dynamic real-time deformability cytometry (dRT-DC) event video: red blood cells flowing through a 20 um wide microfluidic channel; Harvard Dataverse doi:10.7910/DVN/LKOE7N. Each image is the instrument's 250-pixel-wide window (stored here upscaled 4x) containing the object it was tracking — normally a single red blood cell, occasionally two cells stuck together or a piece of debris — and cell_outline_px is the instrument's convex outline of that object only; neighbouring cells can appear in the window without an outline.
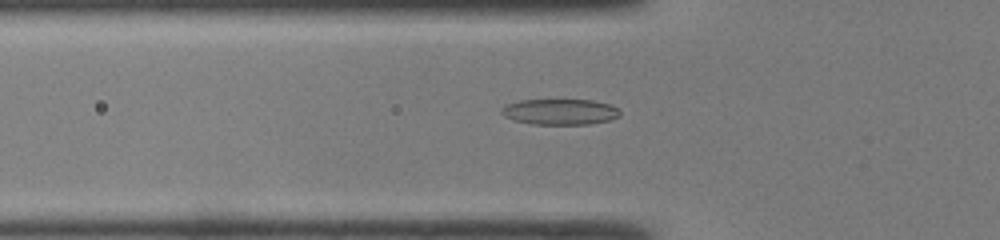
{"species": "common noctule bat (a hibernating species)", "species_latin": "Nyctalus noctula", "temperature_condition": "room temperature", "stored_images_in_passage": 36, "camera_frame_rate_fps": 3000, "um_per_image_px": 0.085, "animal": {"sex": "male", "body_mass_g": 19.0, "forearm_length_mm": 50.8}, "frame": {"image": 1, "passage_image": 5, "time_ms": 1.333, "image_size_px": [1000, 240], "cell_outline_px": [[620, 116], [612, 120], [588, 124], [532, 124], [516, 120], [504, 116], [500, 112], [504, 104], [520, 100], [592, 100], [608, 104], [616, 108], [620, 112]], "centroid_in_image_um": [47.59, 9.5], "position_along_channel_um": 78.2, "area_um2": 17.74}}
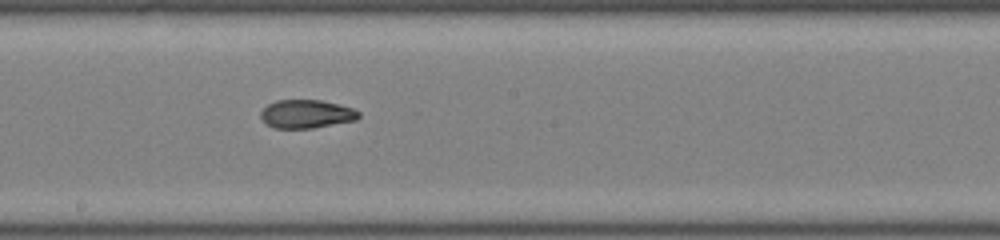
{"frame": {"image": 2, "passage_image": 15, "time_ms": 4.667, "image_size_px": [1000, 240], "cell_outline_px": [[360, 116], [356, 120], [312, 128], [272, 128], [264, 124], [260, 116], [260, 112], [268, 104], [276, 100], [320, 100], [352, 108], [360, 112]], "centroid_in_image_um": [26.0, 9.69], "position_along_channel_um": 222.2, "area_um2": 16.24}}
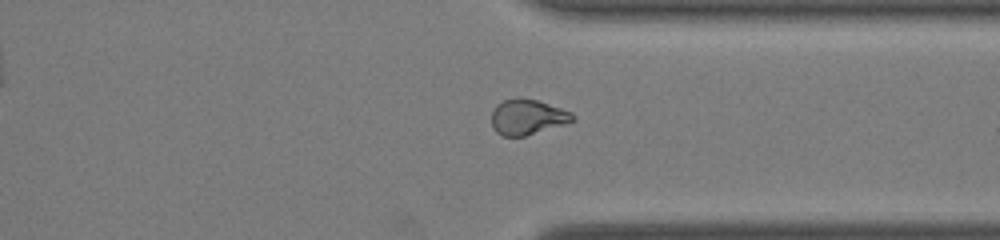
{"frame": {"image": 3, "passage_image": 25, "time_ms": 8.0, "image_size_px": [1000, 240], "cell_outline_px": [[576, 120], [568, 124], [524, 136], [504, 136], [496, 132], [492, 128], [492, 112], [496, 104], [504, 100], [536, 100], [572, 112], [576, 116]], "centroid_in_image_um": [44.88, 9.99], "position_along_channel_um": 366.5, "area_um2": 16.53}, "authors_computed_cell_mechanics": {"area_um2": 16.7042, "velocity_mm_per_s": 4.315, "shape_relaxation_time_tau1_ms": null, "shape_relaxation_time_tau2_ms": 1.6496, "deformation_change_tau1": null, "deformation_change_tau2": 0.0768}}